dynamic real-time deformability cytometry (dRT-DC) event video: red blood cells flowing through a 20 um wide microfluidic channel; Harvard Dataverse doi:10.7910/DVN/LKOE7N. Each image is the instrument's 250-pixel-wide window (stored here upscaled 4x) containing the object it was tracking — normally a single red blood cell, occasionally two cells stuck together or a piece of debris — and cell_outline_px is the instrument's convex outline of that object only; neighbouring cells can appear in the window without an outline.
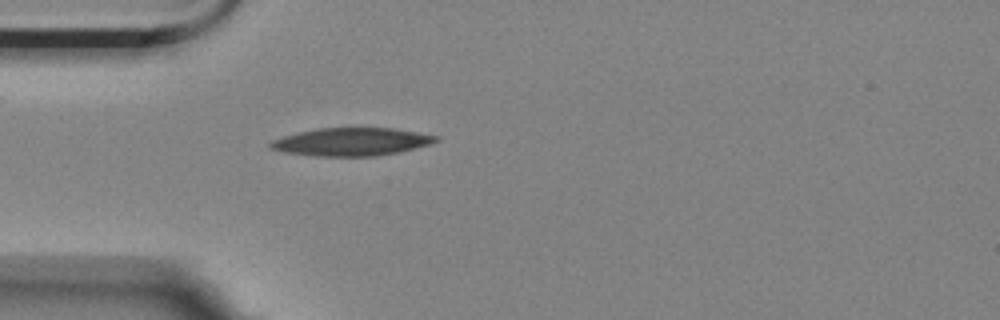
{"species": "Egyptian fruit bat (a non-hibernating species)", "species_latin": "Rousettus aegyptiacus", "temperature_condition": "room temperature", "stored_images_in_passage": 1, "camera_frame_rate_fps": 3000, "um_per_image_px": 0.085, "animal": {"sex": "female"}, "frame": {"image": 1, "passage_image": 1, "time_ms": 0.0, "image_size_px": [1000, 320], "cell_outline_px": [[440, 140], [428, 144], [400, 152], [376, 156], [316, 156], [284, 152], [268, 148], [268, 144], [272, 140], [284, 136], [316, 128], [392, 128], [440, 136]], "centroid_in_image_um": [29.86, 12.05], "position_along_channel_um": 55.1, "area_um2": 26.88}}